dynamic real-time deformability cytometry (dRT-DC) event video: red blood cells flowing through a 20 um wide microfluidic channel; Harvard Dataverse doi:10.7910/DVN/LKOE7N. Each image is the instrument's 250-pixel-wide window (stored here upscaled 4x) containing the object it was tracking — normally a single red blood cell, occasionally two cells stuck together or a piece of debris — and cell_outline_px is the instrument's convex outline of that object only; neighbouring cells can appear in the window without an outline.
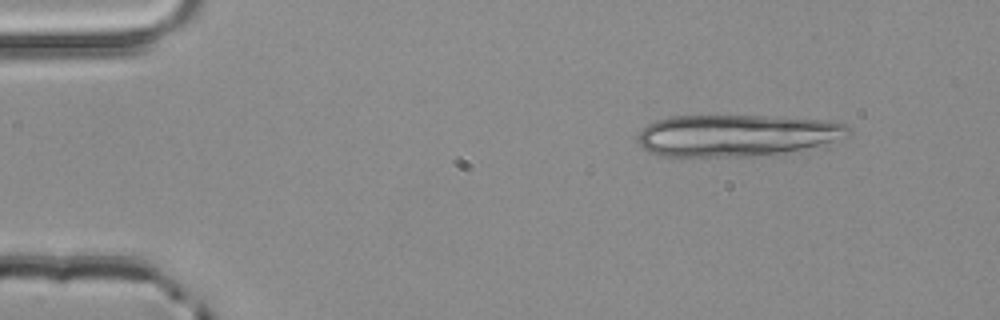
{"species": "common noctule bat (a hibernating species)", "species_latin": "Nyctalus noctula", "temperature_condition": "room temperature", "stored_images_in_passage": 16, "camera_frame_rate_fps": 3000, "um_per_image_px": 0.085, "animal": {"sex": "male", "body_mass_g": 20.4}, "frame": {"image": 1, "passage_image": 6, "time_ms": 1.667, "image_size_px": [1000, 320], "cell_outline_px": [[852, 132], [824, 148], [752, 156], [660, 156], [648, 152], [640, 144], [640, 132], [648, 124], [656, 120], [672, 116], [764, 116], [828, 120], [844, 124], [852, 128]], "centroid_in_image_um": [62.74, 11.52], "position_along_channel_um": 22.3, "area_um2": 51.85}}